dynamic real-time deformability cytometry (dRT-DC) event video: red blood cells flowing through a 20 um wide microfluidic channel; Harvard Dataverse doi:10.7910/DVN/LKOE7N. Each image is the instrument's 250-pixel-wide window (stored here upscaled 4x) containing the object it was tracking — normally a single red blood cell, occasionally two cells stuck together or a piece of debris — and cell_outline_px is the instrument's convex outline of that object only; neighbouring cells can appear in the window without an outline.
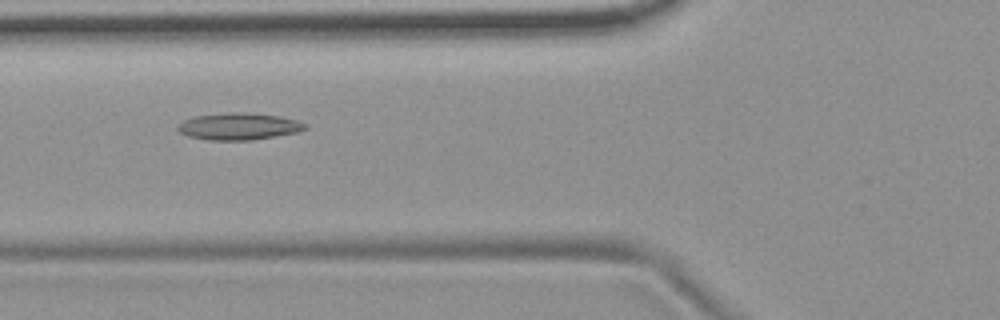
{"species": "common noctule bat (a hibernating species)", "species_latin": "Nyctalus noctula", "temperature_condition": "room temperature", "stored_images_in_passage": 55, "camera_frame_rate_fps": 3000, "um_per_image_px": 0.085, "animal": {"sex": "female", "body_mass_g": 19.9}, "frame": {"image": 1, "passage_image": 21, "time_ms": 6.667, "image_size_px": [1000, 320], "cell_outline_px": [[308, 128], [300, 132], [252, 140], [208, 140], [188, 136], [180, 132], [176, 128], [184, 120], [196, 116], [228, 112], [244, 112], [280, 116], [296, 120], [304, 124]], "centroid_in_image_um": [20.31, 10.74], "position_along_channel_um": 105.5, "area_um2": 19.94}}
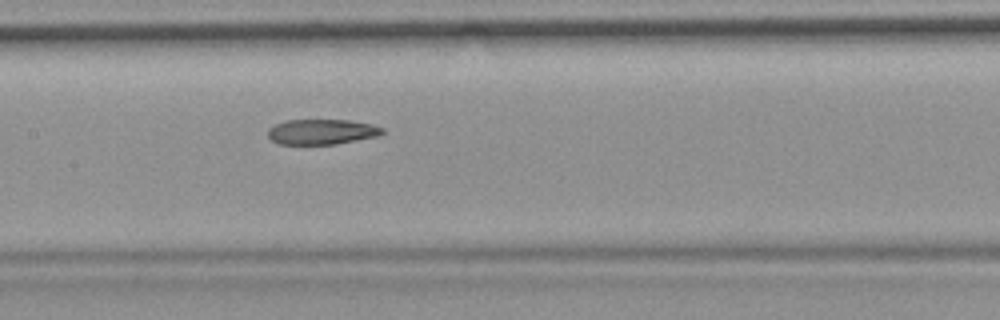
{"frame": {"image": 2, "passage_image": 27, "time_ms": 8.667, "image_size_px": [1000, 320], "cell_outline_px": [[384, 132], [380, 136], [336, 144], [280, 144], [272, 140], [268, 136], [268, 128], [276, 124], [288, 120], [348, 120], [372, 124], [384, 128]], "centroid_in_image_um": [27.39, 11.2], "position_along_channel_um": 180.0, "area_um2": 16.88}}
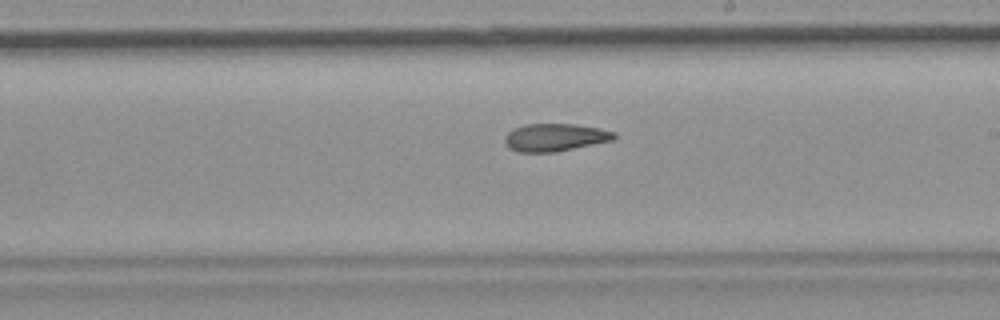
{"frame": {"image": 3, "passage_image": 32, "time_ms": 10.333, "image_size_px": [1000, 320], "cell_outline_px": [[616, 136], [612, 140], [556, 152], [520, 152], [508, 148], [504, 144], [504, 136], [512, 128], [524, 124], [572, 124], [600, 128], [616, 132]], "centroid_in_image_um": [47.12, 11.67], "position_along_channel_um": 241.9, "area_um2": 17.74}, "authors_computed_cell_mechanics": {"area_um2": 18.9006, "velocity_mm_per_s": 3.7311, "shape_relaxation_time_tau1_ms": null, "shape_relaxation_time_tau2_ms": 6.3256, "deformation_change_tau1": null, "deformation_change_tau2": 0.1519}}